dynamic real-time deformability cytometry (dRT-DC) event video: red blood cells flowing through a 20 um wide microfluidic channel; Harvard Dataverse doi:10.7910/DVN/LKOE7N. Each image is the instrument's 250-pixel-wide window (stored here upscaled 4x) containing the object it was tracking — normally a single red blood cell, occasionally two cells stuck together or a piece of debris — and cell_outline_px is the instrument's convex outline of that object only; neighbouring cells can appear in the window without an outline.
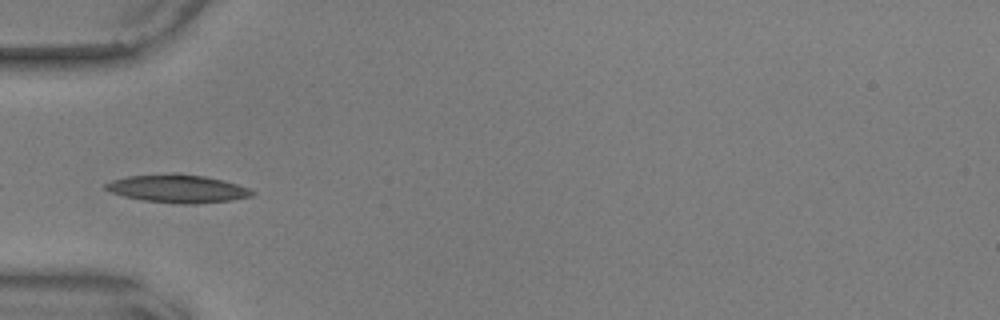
{"species": "common noctule bat (a hibernating species)", "species_latin": "Nyctalus noctula", "temperature_condition": "warm", "stored_images_in_passage": 39, "camera_frame_rate_fps": 3000, "um_per_image_px": 0.085, "animal": {"sex": "male", "body_mass_g": 17.9, "forearm_length_mm": 54.2}, "frame": {"image": 1, "passage_image": 1, "time_ms": 0.0, "image_size_px": [1000, 320], "cell_outline_px": [[256, 192], [252, 196], [232, 200], [196, 204], [180, 204], [140, 200], [124, 196], [112, 192], [104, 188], [104, 184], [112, 180], [128, 176], [176, 172], [204, 176], [224, 180], [248, 188]], "centroid_in_image_um": [15.1, 16.03], "position_along_channel_um": 69.9, "area_um2": 24.16}, "authors_computed_cell_mechanics": {"area_um2": 21.386, "velocity_mm_per_s": 3.6014, "shape_relaxation_time_tau1_ms": 5.2844, "shape_relaxation_time_tau2_ms": null, "deformation_change_tau1": 0.1273, "deformation_change_tau2": null}}